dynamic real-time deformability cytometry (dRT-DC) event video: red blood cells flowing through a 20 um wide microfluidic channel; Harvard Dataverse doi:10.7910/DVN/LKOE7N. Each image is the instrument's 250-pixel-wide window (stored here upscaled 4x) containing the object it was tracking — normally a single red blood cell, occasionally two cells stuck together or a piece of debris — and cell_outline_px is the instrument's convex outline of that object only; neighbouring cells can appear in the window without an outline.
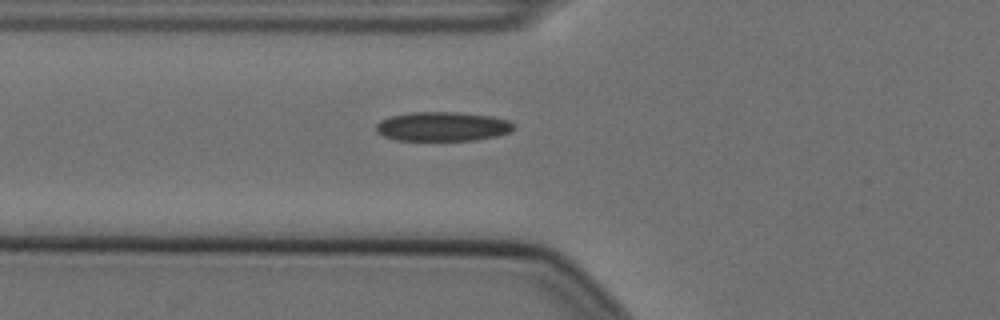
{"species": "Egyptian fruit bat (a non-hibernating species)", "species_latin": "Rousettus aegyptiacus", "temperature_condition": "cold", "stored_images_in_passage": 4, "camera_frame_rate_fps": 3000, "um_per_image_px": 0.085, "animal": {"sex": "female"}, "frame": {"image": 1, "passage_image": 4, "time_ms": 1.0, "image_size_px": [1000, 320], "cell_outline_px": [[516, 128], [508, 132], [496, 136], [476, 140], [396, 140], [384, 136], [376, 132], [376, 124], [380, 120], [392, 116], [412, 112], [460, 112], [492, 116], [508, 120]], "centroid_in_image_um": [37.61, 10.75], "position_along_channel_um": 88.2, "area_um2": 23.47}}